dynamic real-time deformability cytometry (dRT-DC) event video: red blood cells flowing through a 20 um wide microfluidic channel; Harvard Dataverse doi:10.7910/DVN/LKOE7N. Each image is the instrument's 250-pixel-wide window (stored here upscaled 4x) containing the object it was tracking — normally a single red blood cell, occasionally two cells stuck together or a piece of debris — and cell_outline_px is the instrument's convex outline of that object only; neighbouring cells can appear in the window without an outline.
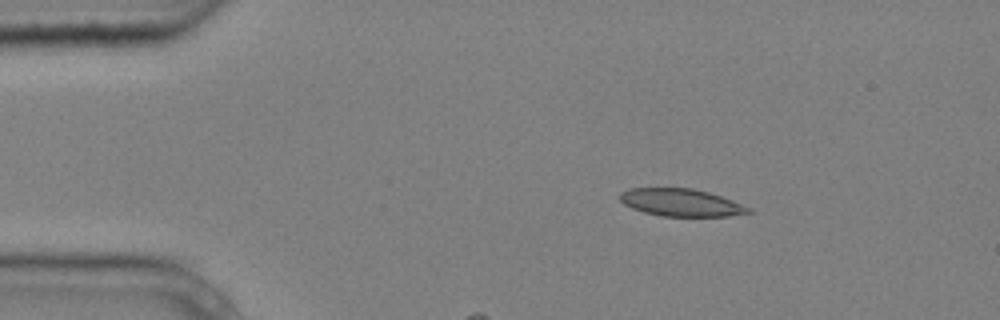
{"species": "common noctule bat (a hibernating species)", "species_latin": "Nyctalus noctula", "temperature_condition": "cold", "stored_images_in_passage": 3, "camera_frame_rate_fps": 3000, "um_per_image_px": 0.085, "animal": {"sex": "male", "body_mass_g": 20.4}, "frame": {"image": 1, "passage_image": 2, "time_ms": 0.333, "image_size_px": [1000, 320], "cell_outline_px": [[752, 212], [728, 216], [660, 216], [644, 212], [632, 208], [624, 204], [620, 200], [620, 192], [628, 188], [692, 188], [708, 192], [732, 200], [752, 208]], "centroid_in_image_um": [57.88, 17.21], "position_along_channel_um": 27.1, "area_um2": 20.58}}